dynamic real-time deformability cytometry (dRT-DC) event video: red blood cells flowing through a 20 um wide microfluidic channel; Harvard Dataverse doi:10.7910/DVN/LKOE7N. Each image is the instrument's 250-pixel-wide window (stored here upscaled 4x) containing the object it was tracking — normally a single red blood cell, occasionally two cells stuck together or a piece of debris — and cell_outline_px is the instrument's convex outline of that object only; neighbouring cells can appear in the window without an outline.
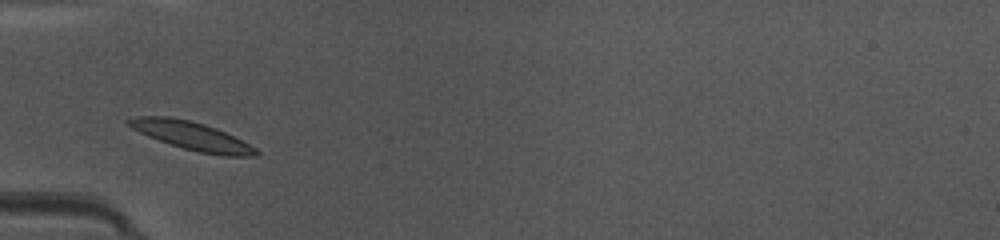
{"species": "common noctule bat (a hibernating species)", "species_latin": "Nyctalus noctula", "temperature_condition": "warm", "stored_images_in_passage": 37, "camera_frame_rate_fps": 3000, "um_per_image_px": 0.085, "animal": {"sex": "female", "body_mass_g": 10.0, "forearm_length_mm": 53.1}, "frame": {"image": 1, "passage_image": 5, "time_ms": 1.333, "image_size_px": [1000, 240], "cell_outline_px": [[260, 152], [256, 156], [224, 156], [200, 152], [184, 148], [148, 136], [124, 124], [124, 120], [136, 116], [168, 116], [188, 120], [204, 124], [216, 128], [256, 148]], "centroid_in_image_um": [16.25, 11.53], "position_along_channel_um": 68.8, "area_um2": 20.69}}
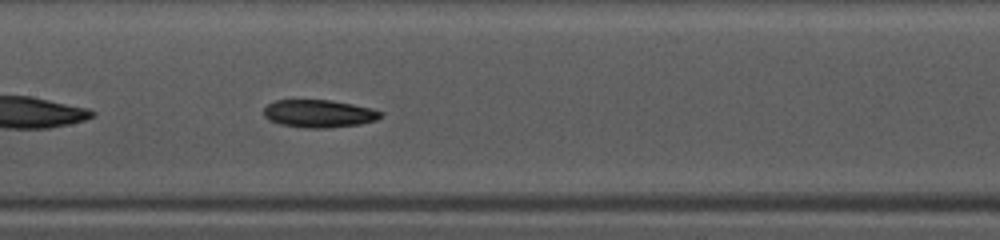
{"frame": {"image": 2, "passage_image": 13, "time_ms": 4.0, "image_size_px": [1000, 240], "cell_outline_px": [[384, 112], [376, 120], [360, 124], [328, 128], [304, 128], [280, 124], [268, 120], [264, 116], [264, 108], [268, 104], [276, 100], [332, 100], [372, 108]], "centroid_in_image_um": [27.1, 9.66], "position_along_channel_um": 180.3, "area_um2": 18.96}}
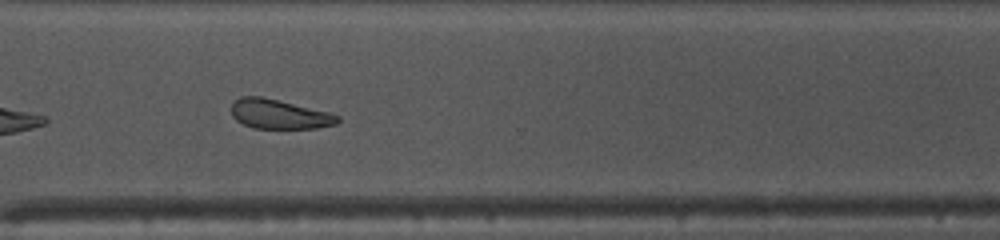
{"frame": {"image": 3, "passage_image": 25, "time_ms": 8.0, "image_size_px": [1000, 240], "cell_outline_px": [[340, 120], [336, 124], [316, 128], [252, 128], [236, 120], [232, 116], [232, 104], [240, 96], [260, 96], [332, 112], [340, 116]], "centroid_in_image_um": [23.76, 9.7], "position_along_channel_um": 346.8, "area_um2": 18.32}, "authors_computed_cell_mechanics": {"area_um2": 19.4208, "velocity_mm_per_s": 4.1798, "shape_relaxation_time_tau1_ms": 4.1129, "shape_relaxation_time_tau2_ms": null, "deformation_change_tau1": 0.126, "deformation_change_tau2": null}}